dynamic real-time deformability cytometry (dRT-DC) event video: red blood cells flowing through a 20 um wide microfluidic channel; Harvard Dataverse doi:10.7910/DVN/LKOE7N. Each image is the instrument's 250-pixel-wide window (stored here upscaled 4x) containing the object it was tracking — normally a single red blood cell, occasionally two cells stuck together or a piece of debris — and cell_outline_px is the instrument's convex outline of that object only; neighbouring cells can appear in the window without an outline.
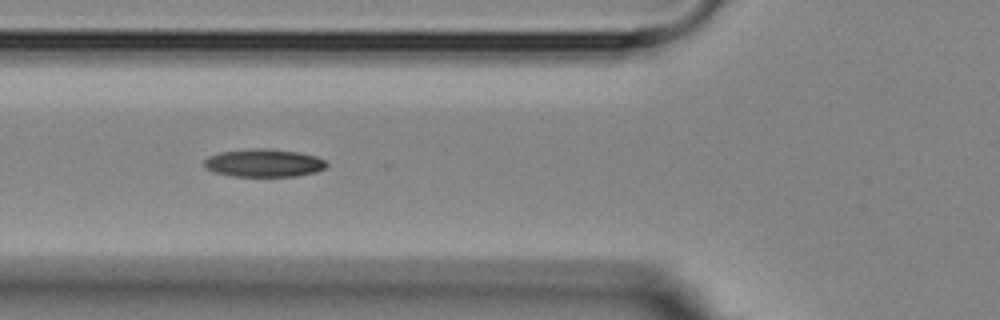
{"species": "Egyptian fruit bat (a non-hibernating species)", "species_latin": "Rousettus aegyptiacus", "temperature_condition": "room temperature", "stored_images_in_passage": 3, "camera_frame_rate_fps": 3000, "um_per_image_px": 0.085, "animal": {"sex": "female"}, "frame": {"image": 1, "passage_image": 2, "time_ms": 1.0, "image_size_px": [1000, 320], "cell_outline_px": [[328, 164], [324, 168], [316, 172], [296, 176], [232, 176], [212, 172], [204, 164], [204, 160], [208, 156], [220, 152], [252, 148], [264, 148], [300, 152], [316, 156], [324, 160]], "centroid_in_image_um": [22.42, 13.85], "position_along_channel_um": 103.4, "area_um2": 19.94}}
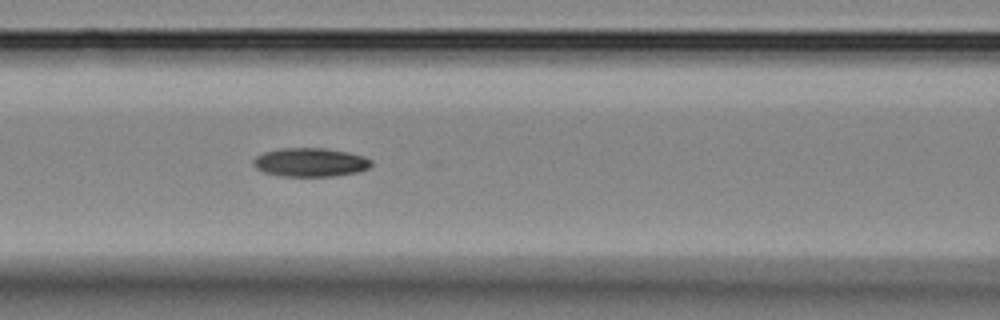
{"frame": {"image": 2, "passage_image": 3, "time_ms": 2.0, "image_size_px": [1000, 320], "cell_outline_px": [[372, 164], [368, 168], [356, 172], [332, 176], [280, 176], [264, 172], [256, 168], [252, 164], [252, 160], [256, 156], [264, 152], [276, 148], [324, 148], [348, 152], [364, 156], [372, 160]], "centroid_in_image_um": [26.34, 13.79], "position_along_channel_um": 140.3, "area_um2": 19.83}}